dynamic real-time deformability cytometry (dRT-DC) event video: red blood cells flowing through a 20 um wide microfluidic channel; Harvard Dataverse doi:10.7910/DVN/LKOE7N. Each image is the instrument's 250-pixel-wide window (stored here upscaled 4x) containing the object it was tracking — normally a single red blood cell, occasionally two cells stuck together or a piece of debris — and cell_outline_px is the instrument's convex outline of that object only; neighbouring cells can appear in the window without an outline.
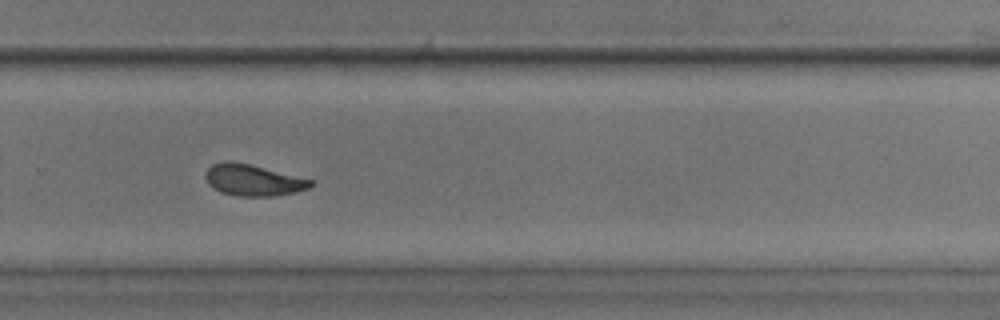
{"species": "common noctule bat (a hibernating species)", "species_latin": "Nyctalus noctula", "temperature_condition": "room temperature", "stored_images_in_passage": 25, "camera_frame_rate_fps": 3000, "um_per_image_px": 0.085, "animal": {"sex": "male", "body_mass_g": 17.9, "forearm_length_mm": 54.2}, "frame": {"image": 1, "passage_image": 22, "time_ms": 7.0, "image_size_px": [1000, 320], "cell_outline_px": [[312, 184], [308, 188], [296, 192], [272, 196], [236, 196], [220, 192], [212, 188], [208, 184], [204, 176], [208, 168], [212, 164], [248, 164], [312, 180]], "centroid_in_image_um": [21.5, 15.36], "position_along_channel_um": 308.3, "area_um2": 18.5}}